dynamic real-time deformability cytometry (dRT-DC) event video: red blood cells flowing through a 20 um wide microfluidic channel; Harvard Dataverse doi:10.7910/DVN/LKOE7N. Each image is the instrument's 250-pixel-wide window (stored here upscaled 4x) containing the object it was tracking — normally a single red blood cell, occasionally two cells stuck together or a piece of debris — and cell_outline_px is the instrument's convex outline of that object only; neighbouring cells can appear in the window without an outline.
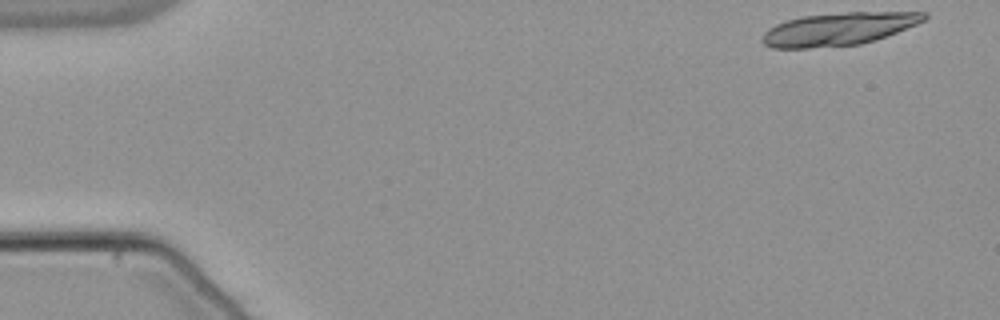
{"species": "common noctule bat (a hibernating species)", "species_latin": "Nyctalus noctula", "temperature_condition": "warm", "stored_images_in_passage": 17, "camera_frame_rate_fps": 3000, "um_per_image_px": 0.085, "animal": {"sex": "male", "body_mass_g": 21.5, "forearm_length_mm": 52.0}, "frame": {"image": 1, "passage_image": 1, "time_ms": 0.0, "image_size_px": [1000, 320], "cell_outline_px": [[928, 16], [924, 20], [916, 24], [896, 32], [860, 44], [808, 48], [772, 48], [764, 44], [760, 40], [764, 32], [768, 28], [776, 24], [788, 20], [804, 16], [844, 12], [928, 12]], "centroid_in_image_um": [71.24, 2.46], "position_along_channel_um": 13.8, "area_um2": 30.63}}